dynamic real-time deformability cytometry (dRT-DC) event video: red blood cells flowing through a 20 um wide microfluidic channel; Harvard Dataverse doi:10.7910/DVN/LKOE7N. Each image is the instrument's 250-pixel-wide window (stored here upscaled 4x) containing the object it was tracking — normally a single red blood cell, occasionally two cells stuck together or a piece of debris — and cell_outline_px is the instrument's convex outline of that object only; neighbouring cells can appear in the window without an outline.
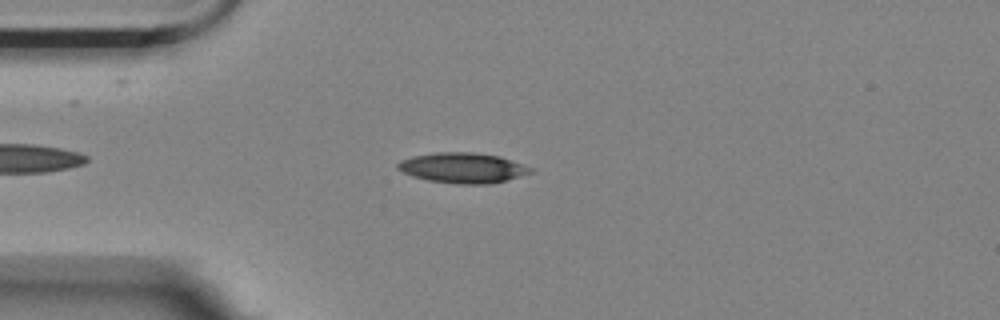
{"species": "Egyptian fruit bat (a non-hibernating species)", "species_latin": "Rousettus aegyptiacus", "temperature_condition": "room temperature", "stored_images_in_passage": 41, "camera_frame_rate_fps": 3000, "um_per_image_px": 0.085, "animal": {"sex": "female"}, "frame": {"image": 1, "passage_image": 9, "time_ms": 2.667, "image_size_px": [1000, 320], "cell_outline_px": [[536, 168], [532, 172], [504, 180], [488, 184], [456, 184], [428, 180], [412, 176], [396, 168], [396, 164], [400, 160], [412, 156], [436, 152], [472, 152], [500, 156]], "centroid_in_image_um": [39.32, 14.26], "position_along_channel_um": 45.7, "area_um2": 23.47}}
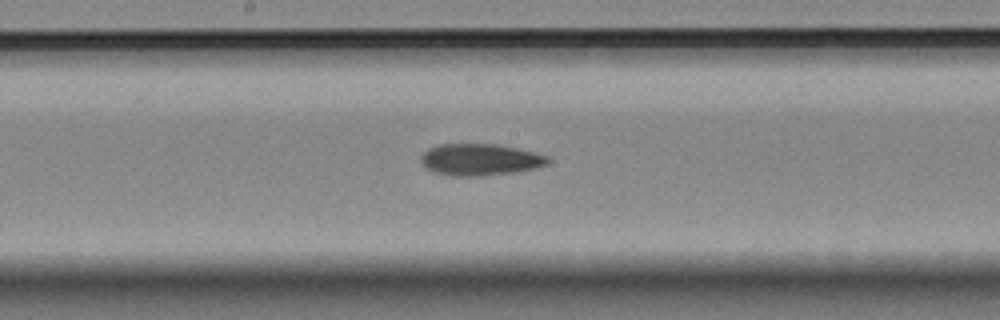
{"frame": {"image": 2, "passage_image": 24, "time_ms": 7.667, "image_size_px": [1000, 320], "cell_outline_px": [[552, 160], [548, 164], [536, 168], [516, 172], [480, 176], [452, 176], [436, 172], [428, 168], [420, 160], [420, 156], [428, 148], [436, 144], [496, 144], [536, 152], [548, 156]], "centroid_in_image_um": [40.84, 13.56], "position_along_channel_um": 207.4, "area_um2": 23.58}}
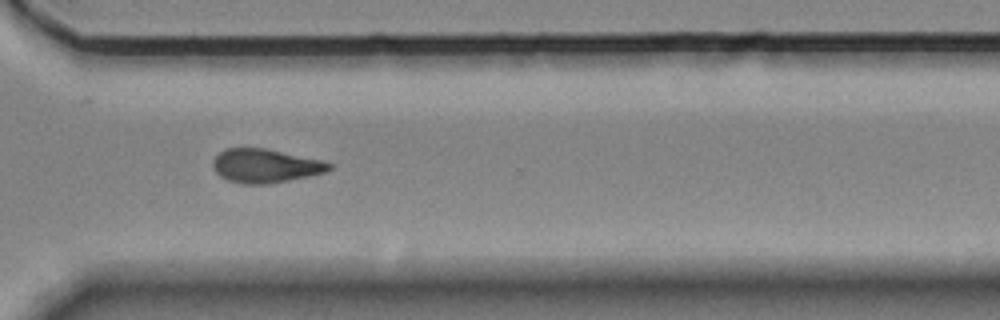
{"frame": {"image": 3, "passage_image": 36, "time_ms": 11.667, "image_size_px": [1000, 320], "cell_outline_px": [[332, 168], [324, 172], [308, 176], [268, 184], [244, 184], [228, 180], [220, 176], [212, 168], [212, 160], [224, 148], [264, 148], [320, 160], [332, 164]], "centroid_in_image_um": [22.5, 14.09], "position_along_channel_um": 348.1, "area_um2": 22.66}, "authors_computed_cell_mechanics": {"area_um2": 23.0622, "velocity_mm_per_s": 3.5163, "shape_relaxation_time_tau1_ms": null, "shape_relaxation_time_tau2_ms": 4.8768, "deformation_change_tau1": null, "deformation_change_tau2": 0.1298}}